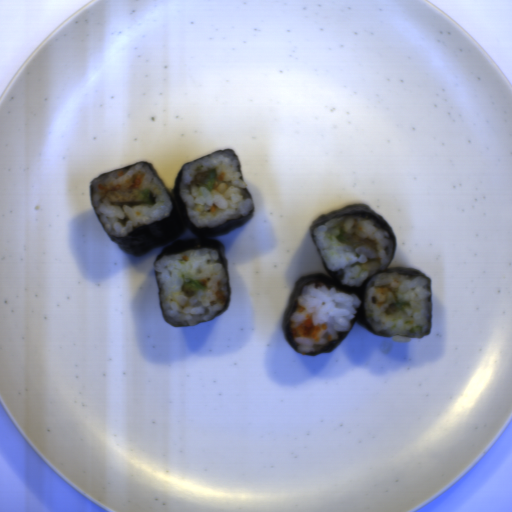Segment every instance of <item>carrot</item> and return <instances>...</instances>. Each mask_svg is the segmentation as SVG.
Returning a JSON list of instances; mask_svg holds the SVG:
<instances>
[{
  "instance_id": "carrot-8",
  "label": "carrot",
  "mask_w": 512,
  "mask_h": 512,
  "mask_svg": "<svg viewBox=\"0 0 512 512\" xmlns=\"http://www.w3.org/2000/svg\"><path fill=\"white\" fill-rule=\"evenodd\" d=\"M217 210V207H215L214 205L210 207V212L213 213Z\"/></svg>"
},
{
  "instance_id": "carrot-2",
  "label": "carrot",
  "mask_w": 512,
  "mask_h": 512,
  "mask_svg": "<svg viewBox=\"0 0 512 512\" xmlns=\"http://www.w3.org/2000/svg\"><path fill=\"white\" fill-rule=\"evenodd\" d=\"M142 179H143V174L138 173L135 176V178L133 179L132 184L128 187V190L129 189H137V190H139V187L142 184Z\"/></svg>"
},
{
  "instance_id": "carrot-4",
  "label": "carrot",
  "mask_w": 512,
  "mask_h": 512,
  "mask_svg": "<svg viewBox=\"0 0 512 512\" xmlns=\"http://www.w3.org/2000/svg\"><path fill=\"white\" fill-rule=\"evenodd\" d=\"M304 310H305V307L302 306L301 304H298V306L296 308V312L297 313H302V312H304Z\"/></svg>"
},
{
  "instance_id": "carrot-5",
  "label": "carrot",
  "mask_w": 512,
  "mask_h": 512,
  "mask_svg": "<svg viewBox=\"0 0 512 512\" xmlns=\"http://www.w3.org/2000/svg\"><path fill=\"white\" fill-rule=\"evenodd\" d=\"M111 188H112L111 192L120 191V189H121V185H116V186L111 187Z\"/></svg>"
},
{
  "instance_id": "carrot-7",
  "label": "carrot",
  "mask_w": 512,
  "mask_h": 512,
  "mask_svg": "<svg viewBox=\"0 0 512 512\" xmlns=\"http://www.w3.org/2000/svg\"><path fill=\"white\" fill-rule=\"evenodd\" d=\"M98 188H99L100 190H104V191H105V190H107V188H106V187H104V185H102V184H98Z\"/></svg>"
},
{
  "instance_id": "carrot-6",
  "label": "carrot",
  "mask_w": 512,
  "mask_h": 512,
  "mask_svg": "<svg viewBox=\"0 0 512 512\" xmlns=\"http://www.w3.org/2000/svg\"><path fill=\"white\" fill-rule=\"evenodd\" d=\"M199 283L206 287L208 281H207V279L204 278Z\"/></svg>"
},
{
  "instance_id": "carrot-3",
  "label": "carrot",
  "mask_w": 512,
  "mask_h": 512,
  "mask_svg": "<svg viewBox=\"0 0 512 512\" xmlns=\"http://www.w3.org/2000/svg\"><path fill=\"white\" fill-rule=\"evenodd\" d=\"M216 298L219 299L220 303L226 305L228 298L223 294V291L217 290L215 292Z\"/></svg>"
},
{
  "instance_id": "carrot-12",
  "label": "carrot",
  "mask_w": 512,
  "mask_h": 512,
  "mask_svg": "<svg viewBox=\"0 0 512 512\" xmlns=\"http://www.w3.org/2000/svg\"><path fill=\"white\" fill-rule=\"evenodd\" d=\"M184 261H188V256H183L182 258Z\"/></svg>"
},
{
  "instance_id": "carrot-9",
  "label": "carrot",
  "mask_w": 512,
  "mask_h": 512,
  "mask_svg": "<svg viewBox=\"0 0 512 512\" xmlns=\"http://www.w3.org/2000/svg\"><path fill=\"white\" fill-rule=\"evenodd\" d=\"M123 175H125V174L123 173V171H120V172H118V173H117V176H118V177H122Z\"/></svg>"
},
{
  "instance_id": "carrot-11",
  "label": "carrot",
  "mask_w": 512,
  "mask_h": 512,
  "mask_svg": "<svg viewBox=\"0 0 512 512\" xmlns=\"http://www.w3.org/2000/svg\"><path fill=\"white\" fill-rule=\"evenodd\" d=\"M327 341H328V342H331V341H332V335H330V334L328 335V337H327Z\"/></svg>"
},
{
  "instance_id": "carrot-10",
  "label": "carrot",
  "mask_w": 512,
  "mask_h": 512,
  "mask_svg": "<svg viewBox=\"0 0 512 512\" xmlns=\"http://www.w3.org/2000/svg\"><path fill=\"white\" fill-rule=\"evenodd\" d=\"M217 179H218L219 181H223L224 176L221 174L220 176H218V178H217Z\"/></svg>"
},
{
  "instance_id": "carrot-1",
  "label": "carrot",
  "mask_w": 512,
  "mask_h": 512,
  "mask_svg": "<svg viewBox=\"0 0 512 512\" xmlns=\"http://www.w3.org/2000/svg\"><path fill=\"white\" fill-rule=\"evenodd\" d=\"M327 329V324L314 325L310 314L306 316L305 322L294 327V322H290V336L293 338L311 339L319 342L321 340V332Z\"/></svg>"
}]
</instances>
